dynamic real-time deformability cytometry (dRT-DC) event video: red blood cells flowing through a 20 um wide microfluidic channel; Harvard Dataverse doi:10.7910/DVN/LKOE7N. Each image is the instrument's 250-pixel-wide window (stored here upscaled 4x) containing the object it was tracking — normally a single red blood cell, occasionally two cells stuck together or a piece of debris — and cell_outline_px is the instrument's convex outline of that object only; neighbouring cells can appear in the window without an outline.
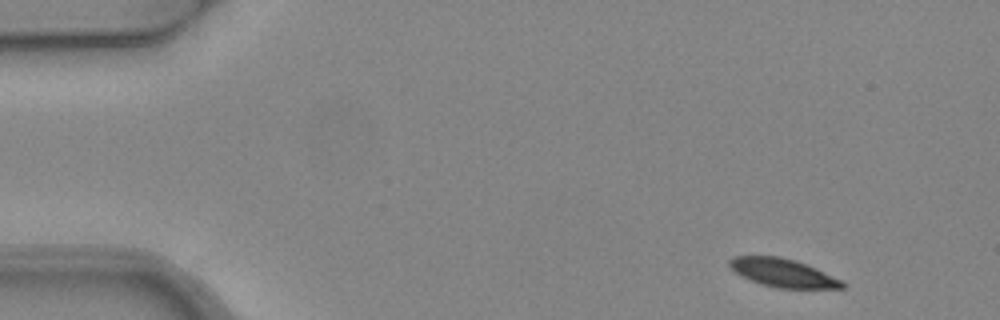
{"species": "common noctule bat (a hibernating species)", "species_latin": "Nyctalus noctula", "temperature_condition": "warm", "stored_images_in_passage": 7, "camera_frame_rate_fps": 3000, "um_per_image_px": 0.085, "animal": {"sex": "female", "body_mass_g": 24.6, "forearm_length_mm": 56.2}, "frame": {"image": 1, "passage_image": 1, "time_ms": 0.0, "image_size_px": [1000, 320], "cell_outline_px": [[844, 288], [776, 288], [760, 284], [736, 272], [728, 264], [728, 260], [732, 256], [780, 256], [796, 260], [816, 268], [844, 280]], "centroid_in_image_um": [66.58, 23.18], "position_along_channel_um": 18.4, "area_um2": 18.61}}
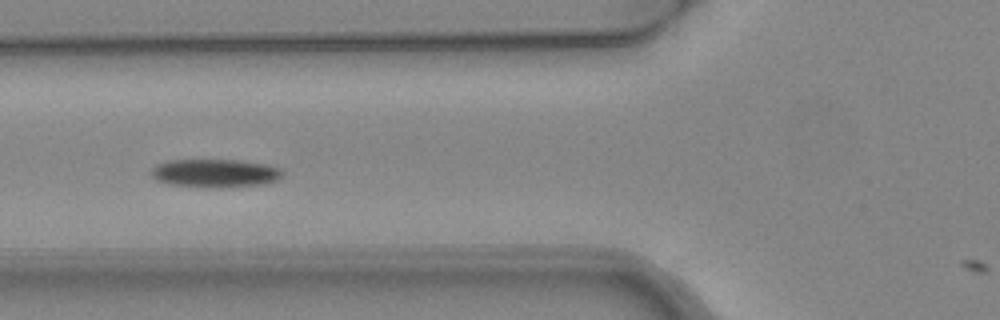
{"frame": {"image": 2, "passage_image": 4, "time_ms": 1.0, "image_size_px": [1000, 320], "cell_outline_px": [[284, 172], [276, 180], [264, 184], [168, 184], [156, 180], [152, 176], [152, 168], [156, 164], [168, 160], [240, 160], [268, 164], [280, 168]], "centroid_in_image_um": [18.28, 14.64], "position_along_channel_um": 107.5, "area_um2": 20.35}}
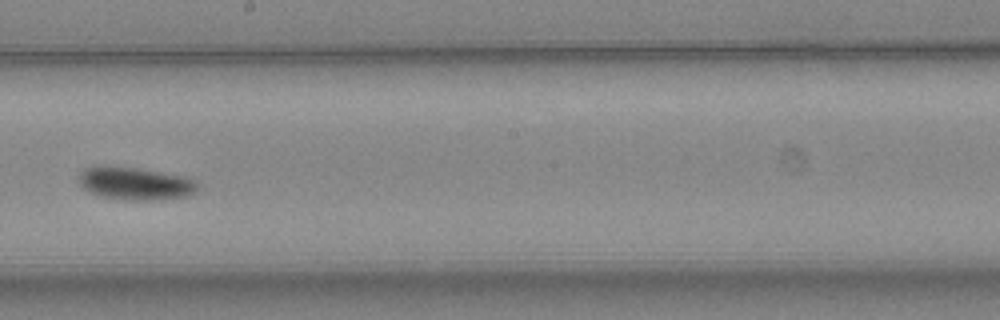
{"frame": {"image": 3, "passage_image": 7, "time_ms": 2.0, "image_size_px": [1000, 320], "cell_outline_px": [[196, 192], [192, 196], [152, 200], [124, 200], [100, 196], [84, 188], [76, 180], [76, 176], [84, 168], [136, 168], [184, 176], [196, 180]], "centroid_in_image_um": [11.52, 15.63], "position_along_channel_um": 236.7, "area_um2": 22.31}}